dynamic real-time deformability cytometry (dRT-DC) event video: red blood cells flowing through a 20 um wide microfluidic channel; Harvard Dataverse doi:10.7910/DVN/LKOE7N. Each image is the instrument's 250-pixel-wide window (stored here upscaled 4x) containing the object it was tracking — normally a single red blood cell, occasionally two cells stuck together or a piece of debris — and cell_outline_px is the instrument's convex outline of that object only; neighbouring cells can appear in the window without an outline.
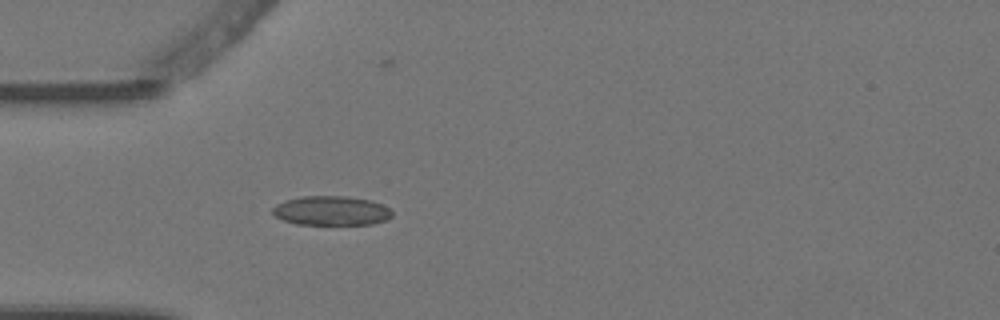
{"species": "Egyptian fruit bat (a non-hibernating species)", "species_latin": "Rousettus aegyptiacus", "temperature_condition": "warm", "stored_images_in_passage": 1, "camera_frame_rate_fps": 3000, "um_per_image_px": 0.085, "animal": {"sex": "female"}, "frame": {"image": 1, "passage_image": 1, "time_ms": 0.0, "image_size_px": [1000, 320], "cell_outline_px": [[392, 216], [384, 220], [372, 224], [296, 224], [284, 220], [276, 216], [272, 212], [272, 208], [276, 204], [300, 196], [348, 196], [372, 200], [388, 208], [392, 212]], "centroid_in_image_um": [28.16, 17.9], "position_along_channel_um": 56.8, "area_um2": 20.29}}